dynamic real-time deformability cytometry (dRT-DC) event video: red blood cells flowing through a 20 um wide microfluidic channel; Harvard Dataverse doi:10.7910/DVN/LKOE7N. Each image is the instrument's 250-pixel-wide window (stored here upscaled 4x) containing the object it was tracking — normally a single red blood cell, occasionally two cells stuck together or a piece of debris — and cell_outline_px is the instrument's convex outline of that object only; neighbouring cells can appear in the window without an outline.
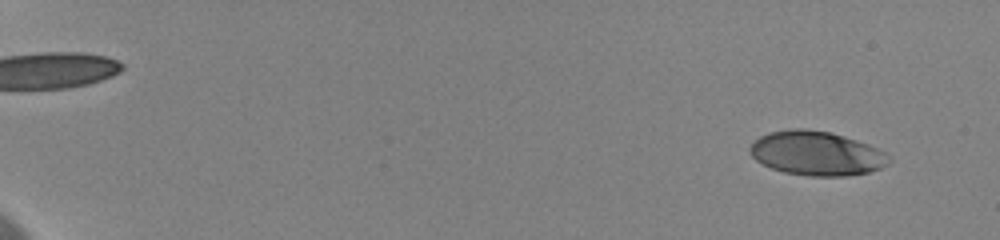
{"species": "human", "species_latin": "Homo sapiens", "temperature_condition": "cold", "stored_images_in_passage": 57, "camera_frame_rate_fps": 3000, "um_per_image_px": 0.085, "donor": {"sex": "female"}, "frame": {"image": 1, "passage_image": 7, "time_ms": 1.333, "image_size_px": [1000, 240], "cell_outline_px": [[892, 160], [888, 164], [880, 168], [868, 172], [844, 176], [808, 176], [784, 172], [772, 168], [756, 160], [752, 156], [748, 148], [760, 136], [768, 132], [792, 128], [804, 128], [832, 132], [856, 140], [876, 148], [884, 152]], "centroid_in_image_um": [69.39, 13.03], "position_along_channel_um": 15.6, "area_um2": 35.72}}
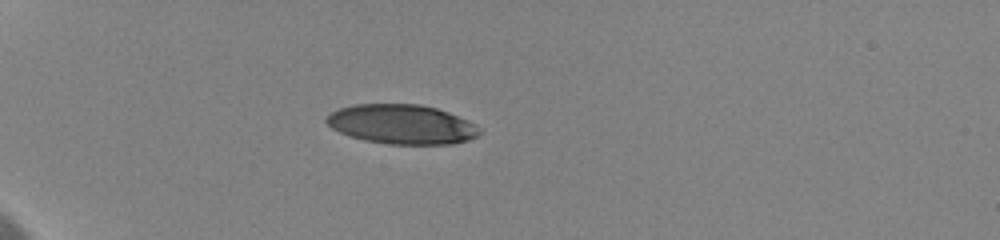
{"frame": {"image": 2, "passage_image": 36, "time_ms": 6.333, "image_size_px": [1000, 240], "cell_outline_px": [[480, 132], [476, 136], [468, 140], [452, 144], [392, 144], [364, 140], [348, 136], [332, 128], [324, 120], [332, 112], [340, 108], [352, 104], [420, 104], [436, 108], [448, 112], [468, 120], [476, 124], [480, 128]], "centroid_in_image_um": [34.15, 10.56], "position_along_channel_um": 50.8, "area_um2": 35.2}}